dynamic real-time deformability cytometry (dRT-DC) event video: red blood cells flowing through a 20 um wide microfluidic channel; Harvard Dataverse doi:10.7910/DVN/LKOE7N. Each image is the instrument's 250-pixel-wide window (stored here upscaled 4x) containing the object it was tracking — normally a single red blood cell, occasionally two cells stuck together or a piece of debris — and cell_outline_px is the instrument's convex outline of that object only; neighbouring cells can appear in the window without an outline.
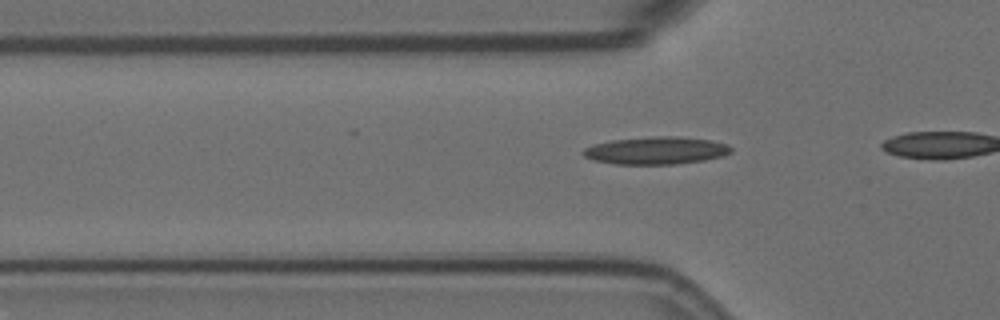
{"species": "Egyptian fruit bat (a non-hibernating species)", "species_latin": "Rousettus aegyptiacus", "temperature_condition": "room temperature", "stored_images_in_passage": 10, "camera_frame_rate_fps": 3000, "um_per_image_px": 0.085, "animal": {"sex": "female"}, "frame": {"image": 1, "passage_image": 5, "time_ms": 1.333, "image_size_px": [1000, 320], "cell_outline_px": [[732, 152], [720, 156], [704, 160], [676, 164], [616, 164], [592, 160], [584, 156], [580, 152], [584, 148], [592, 144], [612, 140], [656, 136], [680, 136], [712, 140], [728, 144], [732, 148]], "centroid_in_image_um": [55.75, 12.79], "position_along_channel_um": 70.1, "area_um2": 23.87}}
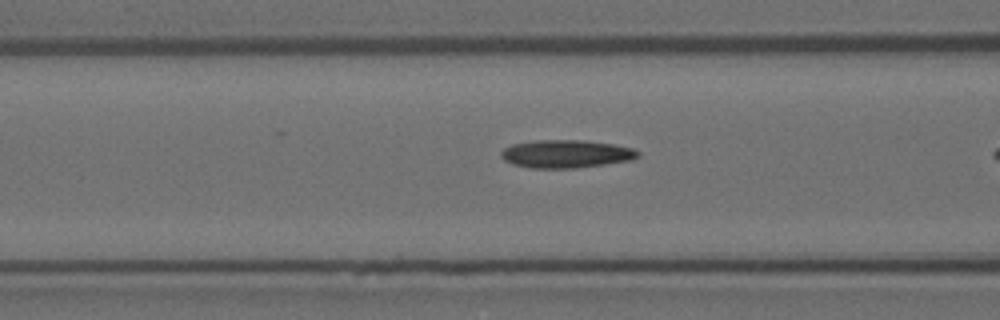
{"frame": {"image": 2, "passage_image": 9, "time_ms": 2.667, "image_size_px": [1000, 320], "cell_outline_px": [[640, 156], [632, 160], [576, 168], [532, 168], [512, 164], [504, 160], [500, 156], [500, 152], [504, 148], [512, 144], [536, 140], [584, 140], [612, 144], [632, 148], [640, 152]], "centroid_in_image_um": [48.1, 13.08], "position_along_channel_um": 118.5, "area_um2": 22.37}}